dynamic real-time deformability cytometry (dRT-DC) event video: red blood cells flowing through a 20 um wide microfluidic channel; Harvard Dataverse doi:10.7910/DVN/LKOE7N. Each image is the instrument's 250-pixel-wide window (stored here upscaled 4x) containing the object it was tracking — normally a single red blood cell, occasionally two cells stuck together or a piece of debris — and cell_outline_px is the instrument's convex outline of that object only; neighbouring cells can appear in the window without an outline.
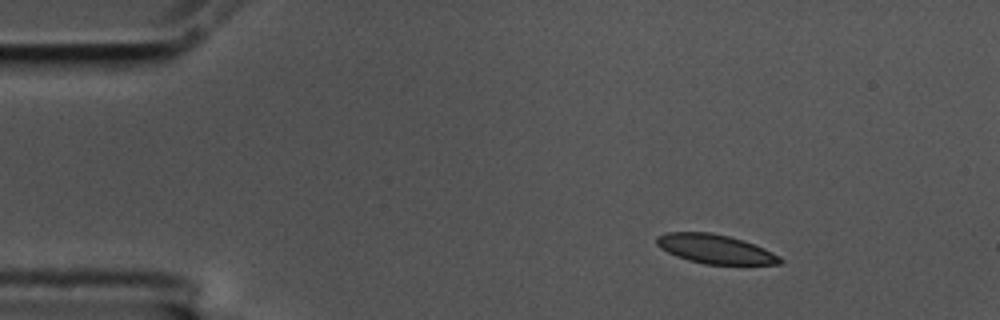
{"species": "common noctule bat (a hibernating species)", "species_latin": "Nyctalus noctula", "temperature_condition": "cold", "stored_images_in_passage": 51, "camera_frame_rate_fps": 3000, "um_per_image_px": 0.085, "animal": {"sex": "male", "body_mass_g": 17.5, "forearm_length_mm": 52.3}, "frame": {"image": 1, "passage_image": 1, "time_ms": 0.0, "image_size_px": [1000, 320], "cell_outline_px": [[784, 260], [780, 264], [704, 264], [688, 260], [676, 256], [660, 248], [656, 244], [656, 236], [664, 232], [708, 232], [728, 236], [744, 240], [764, 248], [780, 256]], "centroid_in_image_um": [60.77, 21.16], "position_along_channel_um": 24.2, "area_um2": 20.98}}
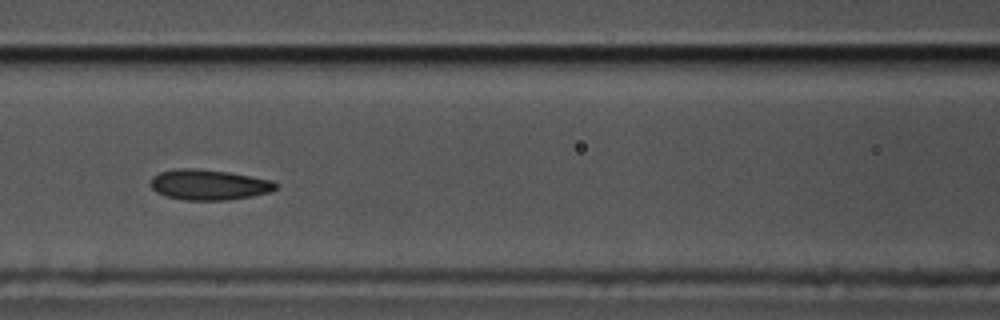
{"frame": {"image": 2, "passage_image": 18, "time_ms": 5.667, "image_size_px": [1000, 320], "cell_outline_px": [[280, 184], [272, 192], [252, 196], [228, 200], [184, 200], [168, 196], [156, 192], [152, 188], [152, 176], [160, 172], [176, 168], [192, 168], [228, 172], [272, 180]], "centroid_in_image_um": [17.79, 15.7], "position_along_channel_um": 148.8, "area_um2": 22.2}}
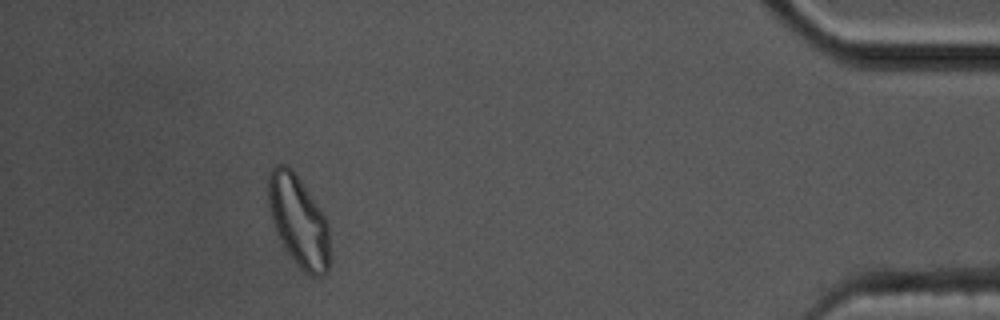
{"frame": {"image": 3, "passage_image": 46, "time_ms": 15.0, "image_size_px": [1000, 320], "cell_outline_px": [[332, 252], [328, 272], [320, 276], [312, 276], [304, 272], [296, 264], [288, 252], [276, 232], [272, 220], [268, 204], [268, 176], [272, 168], [276, 164], [288, 164], [292, 168], [324, 216], [328, 224]], "centroid_in_image_um": [25.4, 18.82], "position_along_channel_um": 409.8, "area_um2": 32.83}, "authors_computed_cell_mechanics": {"area_um2": 22.0218, "velocity_mm_per_s": 3.4215, "shape_relaxation_time_tau1_ms": null, "shape_relaxation_time_tau2_ms": 2.745, "deformation_change_tau1": null, "deformation_change_tau2": 0.0789}}